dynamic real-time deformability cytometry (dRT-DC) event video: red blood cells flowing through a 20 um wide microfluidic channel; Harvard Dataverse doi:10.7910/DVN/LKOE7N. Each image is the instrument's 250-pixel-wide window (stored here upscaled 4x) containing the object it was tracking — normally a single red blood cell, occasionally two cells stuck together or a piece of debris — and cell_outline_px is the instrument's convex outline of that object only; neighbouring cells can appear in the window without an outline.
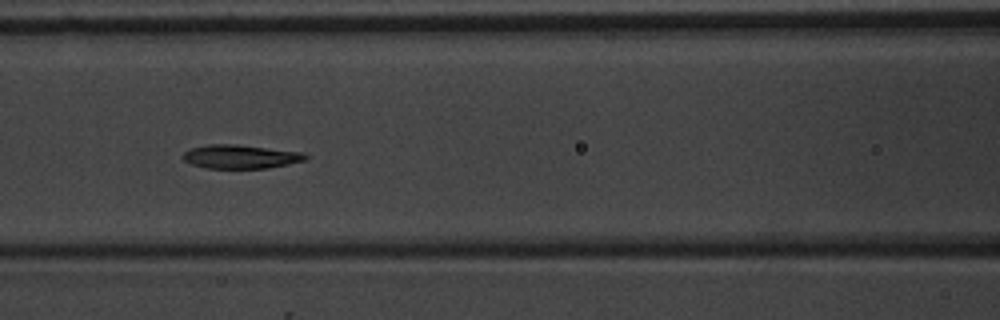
{"species": "common noctule bat (a hibernating species)", "species_latin": "Nyctalus noctula", "temperature_condition": "warm", "stored_images_in_passage": 8, "camera_frame_rate_fps": 3000, "um_per_image_px": 0.085, "animal": {"sex": "male", "body_mass_g": 20.1, "forearm_length_mm": 53.5}, "frame": {"image": 1, "passage_image": 4, "time_ms": 3.333, "image_size_px": [1000, 320], "cell_outline_px": [[308, 156], [304, 160], [288, 164], [268, 168], [208, 168], [192, 164], [184, 160], [184, 152], [192, 148], [208, 144], [236, 144], [304, 152]], "centroid_in_image_um": [20.47, 13.31], "position_along_channel_um": 146.1, "area_um2": 16.82}}
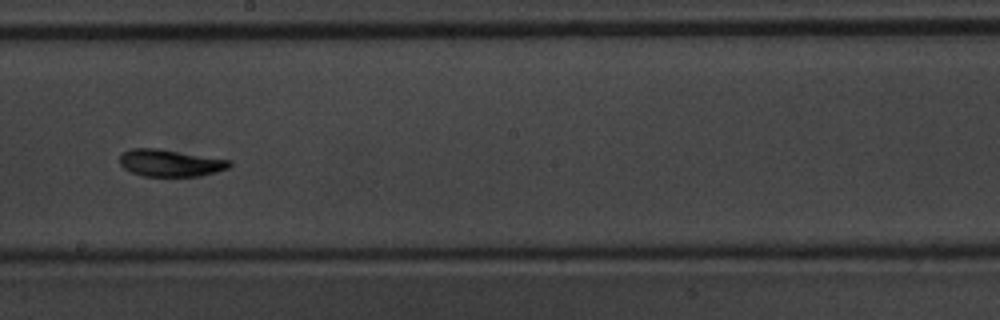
{"frame": {"image": 2, "passage_image": 6, "time_ms": 5.667, "image_size_px": [1000, 320], "cell_outline_px": [[232, 164], [228, 168], [216, 172], [200, 176], [144, 176], [132, 172], [124, 168], [120, 164], [120, 156], [124, 152], [132, 148], [156, 148], [232, 160]], "centroid_in_image_um": [14.49, 13.85], "position_along_channel_um": 233.7, "area_um2": 17.22}}
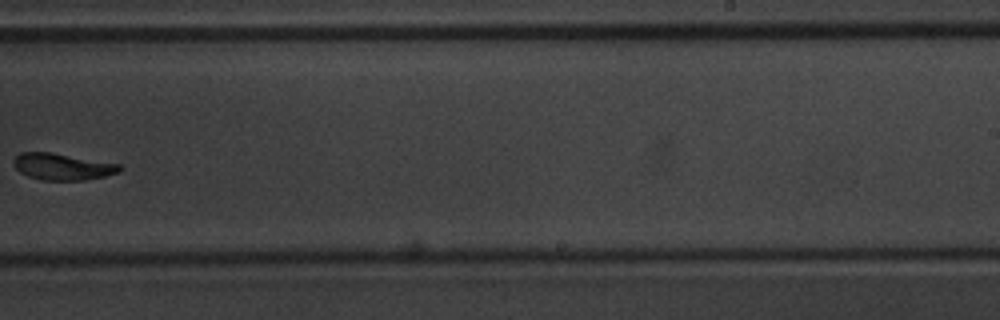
{"frame": {"image": 3, "passage_image": 7, "time_ms": 7.0, "image_size_px": [1000, 320], "cell_outline_px": [[124, 168], [120, 172], [104, 176], [84, 180], [44, 180], [28, 176], [20, 172], [12, 164], [12, 160], [20, 152], [52, 152], [120, 164]], "centroid_in_image_um": [5.31, 14.16], "position_along_channel_um": 283.7, "area_um2": 16.53}}